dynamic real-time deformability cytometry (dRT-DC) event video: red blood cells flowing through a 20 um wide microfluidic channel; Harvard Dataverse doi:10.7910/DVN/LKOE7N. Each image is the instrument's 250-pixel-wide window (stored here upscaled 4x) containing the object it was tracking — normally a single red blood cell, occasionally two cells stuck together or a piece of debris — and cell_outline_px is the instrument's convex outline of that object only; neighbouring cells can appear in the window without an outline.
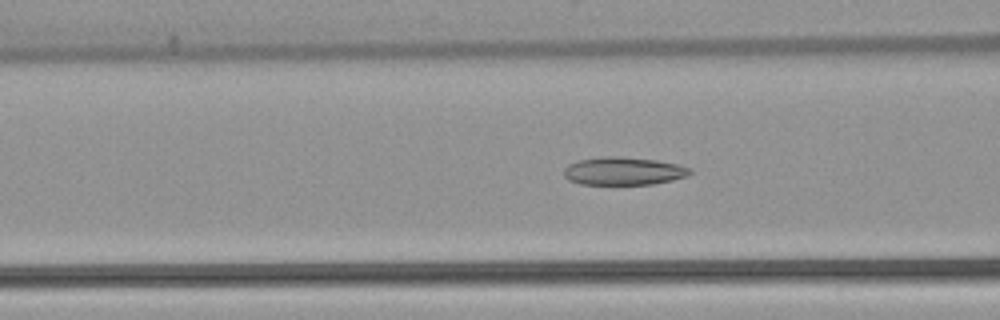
{"species": "common noctule bat (a hibernating species)", "species_latin": "Nyctalus noctula", "temperature_condition": "warm", "stored_images_in_passage": 52, "camera_frame_rate_fps": 3000, "um_per_image_px": 0.085, "animal": {"sex": "female", "body_mass_g": 22.7, "forearm_length_mm": 54.2}, "frame": {"image": 1, "passage_image": 20, "time_ms": 6.333, "image_size_px": [1000, 320], "cell_outline_px": [[692, 172], [688, 176], [672, 180], [652, 184], [580, 184], [568, 180], [564, 176], [564, 168], [568, 164], [576, 160], [604, 156], [620, 156], [656, 160], [680, 164], [692, 168]], "centroid_in_image_um": [53.0, 14.53], "position_along_channel_um": 113.6, "area_um2": 20.81}}
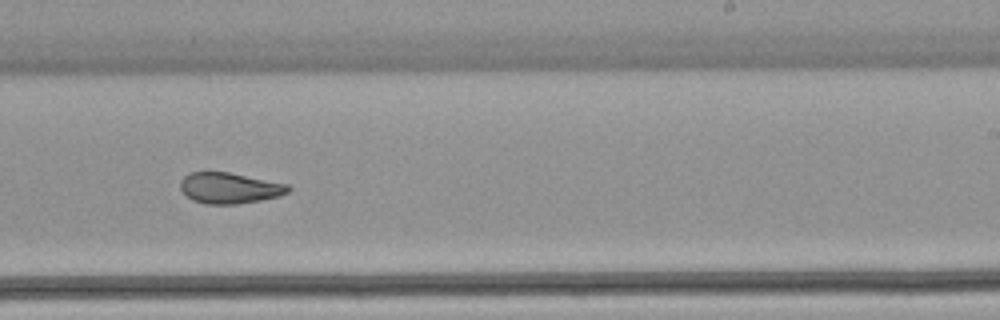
{"frame": {"image": 2, "passage_image": 32, "time_ms": 10.333, "image_size_px": [1000, 320], "cell_outline_px": [[292, 188], [288, 192], [280, 196], [260, 200], [236, 204], [204, 204], [192, 200], [180, 188], [180, 180], [188, 172], [228, 172], [288, 184]], "centroid_in_image_um": [19.5, 15.98], "position_along_channel_um": 269.5, "area_um2": 19.42}}
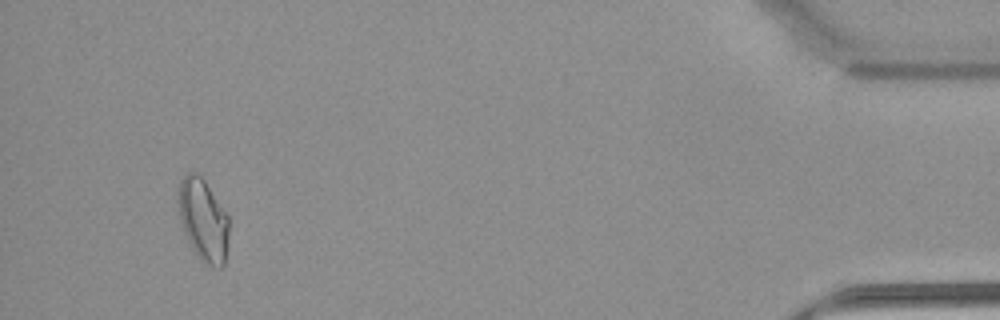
{"frame": {"image": 3, "passage_image": 49, "time_ms": 16.0, "image_size_px": [1000, 320], "cell_outline_px": [[228, 244], [224, 264], [220, 268], [216, 268], [204, 264], [196, 256], [184, 232], [180, 220], [176, 196], [176, 192], [180, 180], [188, 172], [196, 172], [204, 180], [228, 216]], "centroid_in_image_um": [17.24, 18.71], "position_along_channel_um": 418.0, "area_um2": 24.57}, "authors_computed_cell_mechanics": {"area_um2": 21.5883, "velocity_mm_per_s": 3.9044, "shape_relaxation_time_tau1_ms": null, "shape_relaxation_time_tau2_ms": 2.5863, "deformation_change_tau1": null, "deformation_change_tau2": 0.0946}}